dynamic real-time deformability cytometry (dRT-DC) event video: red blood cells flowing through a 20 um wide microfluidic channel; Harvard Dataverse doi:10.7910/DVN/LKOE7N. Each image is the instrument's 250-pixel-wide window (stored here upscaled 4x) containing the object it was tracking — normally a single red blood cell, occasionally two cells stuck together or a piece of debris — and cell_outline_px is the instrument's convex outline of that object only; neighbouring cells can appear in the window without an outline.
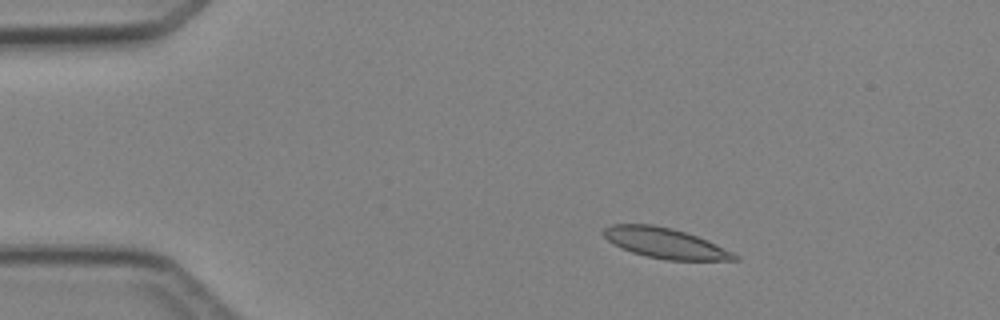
{"species": "Egyptian fruit bat (a non-hibernating species)", "species_latin": "Rousettus aegyptiacus", "temperature_condition": "cold", "stored_images_in_passage": 3, "camera_frame_rate_fps": 3000, "um_per_image_px": 0.085, "animal": {"sex": "female"}, "frame": {"image": 1, "passage_image": 2, "time_ms": 1.333, "image_size_px": [1000, 320], "cell_outline_px": [[740, 260], [668, 260], [648, 256], [632, 252], [620, 248], [608, 240], [600, 232], [604, 228], [612, 224], [652, 224], [672, 228], [708, 240], [740, 256]], "centroid_in_image_um": [56.52, 20.66], "position_along_channel_um": 28.5, "area_um2": 23.06}}